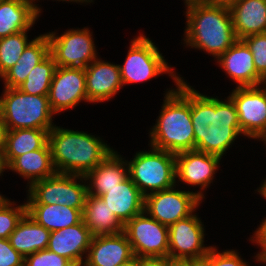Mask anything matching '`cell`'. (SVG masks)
I'll return each mask as SVG.
<instances>
[{"label": "cell", "mask_w": 266, "mask_h": 266, "mask_svg": "<svg viewBox=\"0 0 266 266\" xmlns=\"http://www.w3.org/2000/svg\"><path fill=\"white\" fill-rule=\"evenodd\" d=\"M208 97L191 88V121L195 136V150L222 156L242 134L238 113L233 101Z\"/></svg>", "instance_id": "obj_1"}, {"label": "cell", "mask_w": 266, "mask_h": 266, "mask_svg": "<svg viewBox=\"0 0 266 266\" xmlns=\"http://www.w3.org/2000/svg\"><path fill=\"white\" fill-rule=\"evenodd\" d=\"M176 86V90L166 93L160 116L150 132L151 147L174 154L195 150L191 86L182 79Z\"/></svg>", "instance_id": "obj_2"}, {"label": "cell", "mask_w": 266, "mask_h": 266, "mask_svg": "<svg viewBox=\"0 0 266 266\" xmlns=\"http://www.w3.org/2000/svg\"><path fill=\"white\" fill-rule=\"evenodd\" d=\"M186 5V45L203 49L218 58L237 41L228 5L203 0L190 1Z\"/></svg>", "instance_id": "obj_3"}, {"label": "cell", "mask_w": 266, "mask_h": 266, "mask_svg": "<svg viewBox=\"0 0 266 266\" xmlns=\"http://www.w3.org/2000/svg\"><path fill=\"white\" fill-rule=\"evenodd\" d=\"M48 143L57 173L85 176L113 150L102 140L85 132L53 127Z\"/></svg>", "instance_id": "obj_4"}, {"label": "cell", "mask_w": 266, "mask_h": 266, "mask_svg": "<svg viewBox=\"0 0 266 266\" xmlns=\"http://www.w3.org/2000/svg\"><path fill=\"white\" fill-rule=\"evenodd\" d=\"M0 114L7 130L54 127L48 95H29L18 88H6L0 98Z\"/></svg>", "instance_id": "obj_5"}, {"label": "cell", "mask_w": 266, "mask_h": 266, "mask_svg": "<svg viewBox=\"0 0 266 266\" xmlns=\"http://www.w3.org/2000/svg\"><path fill=\"white\" fill-rule=\"evenodd\" d=\"M127 165L129 177L144 197L147 190L154 193L176 186L174 153L152 147V151L136 153Z\"/></svg>", "instance_id": "obj_6"}, {"label": "cell", "mask_w": 266, "mask_h": 266, "mask_svg": "<svg viewBox=\"0 0 266 266\" xmlns=\"http://www.w3.org/2000/svg\"><path fill=\"white\" fill-rule=\"evenodd\" d=\"M84 176L66 173L54 175L29 185L26 204H59L71 208H84L88 189L86 184L77 183Z\"/></svg>", "instance_id": "obj_7"}, {"label": "cell", "mask_w": 266, "mask_h": 266, "mask_svg": "<svg viewBox=\"0 0 266 266\" xmlns=\"http://www.w3.org/2000/svg\"><path fill=\"white\" fill-rule=\"evenodd\" d=\"M163 58L149 38L140 35L133 39L125 63L119 65L123 85L147 81L166 72H170L175 82H178L181 78L171 72L172 70Z\"/></svg>", "instance_id": "obj_8"}, {"label": "cell", "mask_w": 266, "mask_h": 266, "mask_svg": "<svg viewBox=\"0 0 266 266\" xmlns=\"http://www.w3.org/2000/svg\"><path fill=\"white\" fill-rule=\"evenodd\" d=\"M145 214L143 211L124 225L133 254L138 258L168 256L169 227Z\"/></svg>", "instance_id": "obj_9"}, {"label": "cell", "mask_w": 266, "mask_h": 266, "mask_svg": "<svg viewBox=\"0 0 266 266\" xmlns=\"http://www.w3.org/2000/svg\"><path fill=\"white\" fill-rule=\"evenodd\" d=\"M203 196L201 192L179 191L174 187L149 193L144 197V211L169 227L178 220L192 215Z\"/></svg>", "instance_id": "obj_10"}, {"label": "cell", "mask_w": 266, "mask_h": 266, "mask_svg": "<svg viewBox=\"0 0 266 266\" xmlns=\"http://www.w3.org/2000/svg\"><path fill=\"white\" fill-rule=\"evenodd\" d=\"M48 33L50 54L60 67L86 68L96 60V50L92 35L87 28L68 30L61 36Z\"/></svg>", "instance_id": "obj_11"}, {"label": "cell", "mask_w": 266, "mask_h": 266, "mask_svg": "<svg viewBox=\"0 0 266 266\" xmlns=\"http://www.w3.org/2000/svg\"><path fill=\"white\" fill-rule=\"evenodd\" d=\"M236 87L229 98L238 113L242 133L250 138L266 135V87Z\"/></svg>", "instance_id": "obj_12"}, {"label": "cell", "mask_w": 266, "mask_h": 266, "mask_svg": "<svg viewBox=\"0 0 266 266\" xmlns=\"http://www.w3.org/2000/svg\"><path fill=\"white\" fill-rule=\"evenodd\" d=\"M196 215H190L169 226L168 257L181 262L206 255L212 246H203L204 228ZM177 252V253H176Z\"/></svg>", "instance_id": "obj_13"}, {"label": "cell", "mask_w": 266, "mask_h": 266, "mask_svg": "<svg viewBox=\"0 0 266 266\" xmlns=\"http://www.w3.org/2000/svg\"><path fill=\"white\" fill-rule=\"evenodd\" d=\"M48 99L55 114L74 108L81 100L88 102L84 68L57 66Z\"/></svg>", "instance_id": "obj_14"}, {"label": "cell", "mask_w": 266, "mask_h": 266, "mask_svg": "<svg viewBox=\"0 0 266 266\" xmlns=\"http://www.w3.org/2000/svg\"><path fill=\"white\" fill-rule=\"evenodd\" d=\"M221 158L197 150L175 154L176 177L190 185H200L201 190L213 180Z\"/></svg>", "instance_id": "obj_15"}, {"label": "cell", "mask_w": 266, "mask_h": 266, "mask_svg": "<svg viewBox=\"0 0 266 266\" xmlns=\"http://www.w3.org/2000/svg\"><path fill=\"white\" fill-rule=\"evenodd\" d=\"M134 256L124 232L93 236L82 266H118Z\"/></svg>", "instance_id": "obj_16"}, {"label": "cell", "mask_w": 266, "mask_h": 266, "mask_svg": "<svg viewBox=\"0 0 266 266\" xmlns=\"http://www.w3.org/2000/svg\"><path fill=\"white\" fill-rule=\"evenodd\" d=\"M92 237L89 228L82 220L77 225L52 231L47 249L70 260L75 266H82L84 263L82 254L88 252Z\"/></svg>", "instance_id": "obj_17"}, {"label": "cell", "mask_w": 266, "mask_h": 266, "mask_svg": "<svg viewBox=\"0 0 266 266\" xmlns=\"http://www.w3.org/2000/svg\"><path fill=\"white\" fill-rule=\"evenodd\" d=\"M217 60L226 73L239 84L237 87L264 84V79L256 71L253 54L242 40H237Z\"/></svg>", "instance_id": "obj_18"}, {"label": "cell", "mask_w": 266, "mask_h": 266, "mask_svg": "<svg viewBox=\"0 0 266 266\" xmlns=\"http://www.w3.org/2000/svg\"><path fill=\"white\" fill-rule=\"evenodd\" d=\"M84 71L88 102L109 100L123 86L119 65L96 59Z\"/></svg>", "instance_id": "obj_19"}, {"label": "cell", "mask_w": 266, "mask_h": 266, "mask_svg": "<svg viewBox=\"0 0 266 266\" xmlns=\"http://www.w3.org/2000/svg\"><path fill=\"white\" fill-rule=\"evenodd\" d=\"M229 9L237 40L266 33V0H235Z\"/></svg>", "instance_id": "obj_20"}, {"label": "cell", "mask_w": 266, "mask_h": 266, "mask_svg": "<svg viewBox=\"0 0 266 266\" xmlns=\"http://www.w3.org/2000/svg\"><path fill=\"white\" fill-rule=\"evenodd\" d=\"M100 198L123 225L144 211V196L129 176Z\"/></svg>", "instance_id": "obj_21"}, {"label": "cell", "mask_w": 266, "mask_h": 266, "mask_svg": "<svg viewBox=\"0 0 266 266\" xmlns=\"http://www.w3.org/2000/svg\"><path fill=\"white\" fill-rule=\"evenodd\" d=\"M39 13L32 0H0V38L29 30Z\"/></svg>", "instance_id": "obj_22"}, {"label": "cell", "mask_w": 266, "mask_h": 266, "mask_svg": "<svg viewBox=\"0 0 266 266\" xmlns=\"http://www.w3.org/2000/svg\"><path fill=\"white\" fill-rule=\"evenodd\" d=\"M122 159L115 151H112L84 176L85 180H91L89 182L91 185H87L89 195L100 197L129 176L127 161L124 162Z\"/></svg>", "instance_id": "obj_23"}, {"label": "cell", "mask_w": 266, "mask_h": 266, "mask_svg": "<svg viewBox=\"0 0 266 266\" xmlns=\"http://www.w3.org/2000/svg\"><path fill=\"white\" fill-rule=\"evenodd\" d=\"M50 54V43L47 34L33 39L24 49L17 63L1 77L6 88H18L32 69Z\"/></svg>", "instance_id": "obj_24"}, {"label": "cell", "mask_w": 266, "mask_h": 266, "mask_svg": "<svg viewBox=\"0 0 266 266\" xmlns=\"http://www.w3.org/2000/svg\"><path fill=\"white\" fill-rule=\"evenodd\" d=\"M50 233L26 213L9 236V241L11 246L25 258L37 251L46 250Z\"/></svg>", "instance_id": "obj_25"}, {"label": "cell", "mask_w": 266, "mask_h": 266, "mask_svg": "<svg viewBox=\"0 0 266 266\" xmlns=\"http://www.w3.org/2000/svg\"><path fill=\"white\" fill-rule=\"evenodd\" d=\"M82 219L92 236L124 232V225L100 197L87 195Z\"/></svg>", "instance_id": "obj_26"}, {"label": "cell", "mask_w": 266, "mask_h": 266, "mask_svg": "<svg viewBox=\"0 0 266 266\" xmlns=\"http://www.w3.org/2000/svg\"><path fill=\"white\" fill-rule=\"evenodd\" d=\"M27 213L50 232L77 225L84 208H71L59 204H26Z\"/></svg>", "instance_id": "obj_27"}, {"label": "cell", "mask_w": 266, "mask_h": 266, "mask_svg": "<svg viewBox=\"0 0 266 266\" xmlns=\"http://www.w3.org/2000/svg\"><path fill=\"white\" fill-rule=\"evenodd\" d=\"M8 168L30 179V185L56 173L48 142L41 149L17 156L8 164Z\"/></svg>", "instance_id": "obj_28"}, {"label": "cell", "mask_w": 266, "mask_h": 266, "mask_svg": "<svg viewBox=\"0 0 266 266\" xmlns=\"http://www.w3.org/2000/svg\"><path fill=\"white\" fill-rule=\"evenodd\" d=\"M48 133L44 129L7 130L4 147L7 165L17 156L41 149L48 142Z\"/></svg>", "instance_id": "obj_29"}, {"label": "cell", "mask_w": 266, "mask_h": 266, "mask_svg": "<svg viewBox=\"0 0 266 266\" xmlns=\"http://www.w3.org/2000/svg\"><path fill=\"white\" fill-rule=\"evenodd\" d=\"M56 67L53 56L49 54L32 69L18 89L29 95H48Z\"/></svg>", "instance_id": "obj_30"}, {"label": "cell", "mask_w": 266, "mask_h": 266, "mask_svg": "<svg viewBox=\"0 0 266 266\" xmlns=\"http://www.w3.org/2000/svg\"><path fill=\"white\" fill-rule=\"evenodd\" d=\"M25 31L0 38V77L13 67L22 55L28 42Z\"/></svg>", "instance_id": "obj_31"}, {"label": "cell", "mask_w": 266, "mask_h": 266, "mask_svg": "<svg viewBox=\"0 0 266 266\" xmlns=\"http://www.w3.org/2000/svg\"><path fill=\"white\" fill-rule=\"evenodd\" d=\"M11 203L7 198L0 197V239H9L19 221L27 213L26 203L17 207L11 206Z\"/></svg>", "instance_id": "obj_32"}, {"label": "cell", "mask_w": 266, "mask_h": 266, "mask_svg": "<svg viewBox=\"0 0 266 266\" xmlns=\"http://www.w3.org/2000/svg\"><path fill=\"white\" fill-rule=\"evenodd\" d=\"M242 41L253 54L257 73L266 79V33L247 36Z\"/></svg>", "instance_id": "obj_33"}, {"label": "cell", "mask_w": 266, "mask_h": 266, "mask_svg": "<svg viewBox=\"0 0 266 266\" xmlns=\"http://www.w3.org/2000/svg\"><path fill=\"white\" fill-rule=\"evenodd\" d=\"M24 266H75L70 260L46 249L25 257Z\"/></svg>", "instance_id": "obj_34"}, {"label": "cell", "mask_w": 266, "mask_h": 266, "mask_svg": "<svg viewBox=\"0 0 266 266\" xmlns=\"http://www.w3.org/2000/svg\"><path fill=\"white\" fill-rule=\"evenodd\" d=\"M25 258L10 244L9 239H0V266H24Z\"/></svg>", "instance_id": "obj_35"}, {"label": "cell", "mask_w": 266, "mask_h": 266, "mask_svg": "<svg viewBox=\"0 0 266 266\" xmlns=\"http://www.w3.org/2000/svg\"><path fill=\"white\" fill-rule=\"evenodd\" d=\"M215 247L211 248V266H248L237 252L233 250H226L218 253Z\"/></svg>", "instance_id": "obj_36"}, {"label": "cell", "mask_w": 266, "mask_h": 266, "mask_svg": "<svg viewBox=\"0 0 266 266\" xmlns=\"http://www.w3.org/2000/svg\"><path fill=\"white\" fill-rule=\"evenodd\" d=\"M254 236L255 239L253 238L252 241H255L262 247V251L255 256L257 257L256 260L266 263V219L260 224L258 230L255 231Z\"/></svg>", "instance_id": "obj_37"}, {"label": "cell", "mask_w": 266, "mask_h": 266, "mask_svg": "<svg viewBox=\"0 0 266 266\" xmlns=\"http://www.w3.org/2000/svg\"><path fill=\"white\" fill-rule=\"evenodd\" d=\"M139 266H179V262L168 256L161 257H139Z\"/></svg>", "instance_id": "obj_38"}, {"label": "cell", "mask_w": 266, "mask_h": 266, "mask_svg": "<svg viewBox=\"0 0 266 266\" xmlns=\"http://www.w3.org/2000/svg\"><path fill=\"white\" fill-rule=\"evenodd\" d=\"M179 266H211V249L206 255L182 260Z\"/></svg>", "instance_id": "obj_39"}, {"label": "cell", "mask_w": 266, "mask_h": 266, "mask_svg": "<svg viewBox=\"0 0 266 266\" xmlns=\"http://www.w3.org/2000/svg\"><path fill=\"white\" fill-rule=\"evenodd\" d=\"M6 126L0 114V148L5 147V138H6Z\"/></svg>", "instance_id": "obj_40"}, {"label": "cell", "mask_w": 266, "mask_h": 266, "mask_svg": "<svg viewBox=\"0 0 266 266\" xmlns=\"http://www.w3.org/2000/svg\"><path fill=\"white\" fill-rule=\"evenodd\" d=\"M8 168V165L5 160L4 148H0V176L4 169Z\"/></svg>", "instance_id": "obj_41"}, {"label": "cell", "mask_w": 266, "mask_h": 266, "mask_svg": "<svg viewBox=\"0 0 266 266\" xmlns=\"http://www.w3.org/2000/svg\"><path fill=\"white\" fill-rule=\"evenodd\" d=\"M118 266H139V258L134 255L131 259L121 263Z\"/></svg>", "instance_id": "obj_42"}, {"label": "cell", "mask_w": 266, "mask_h": 266, "mask_svg": "<svg viewBox=\"0 0 266 266\" xmlns=\"http://www.w3.org/2000/svg\"><path fill=\"white\" fill-rule=\"evenodd\" d=\"M209 3H214V4H222V5H230L233 3L235 0H203Z\"/></svg>", "instance_id": "obj_43"}, {"label": "cell", "mask_w": 266, "mask_h": 266, "mask_svg": "<svg viewBox=\"0 0 266 266\" xmlns=\"http://www.w3.org/2000/svg\"><path fill=\"white\" fill-rule=\"evenodd\" d=\"M258 192L266 198V180H264V183L260 188L258 189Z\"/></svg>", "instance_id": "obj_44"}, {"label": "cell", "mask_w": 266, "mask_h": 266, "mask_svg": "<svg viewBox=\"0 0 266 266\" xmlns=\"http://www.w3.org/2000/svg\"><path fill=\"white\" fill-rule=\"evenodd\" d=\"M33 2H34V0H32ZM62 1H68V0H62ZM69 1H75V2H90V1H92V0H69Z\"/></svg>", "instance_id": "obj_45"}, {"label": "cell", "mask_w": 266, "mask_h": 266, "mask_svg": "<svg viewBox=\"0 0 266 266\" xmlns=\"http://www.w3.org/2000/svg\"><path fill=\"white\" fill-rule=\"evenodd\" d=\"M190 1H199V0H185L186 3Z\"/></svg>", "instance_id": "obj_46"}, {"label": "cell", "mask_w": 266, "mask_h": 266, "mask_svg": "<svg viewBox=\"0 0 266 266\" xmlns=\"http://www.w3.org/2000/svg\"><path fill=\"white\" fill-rule=\"evenodd\" d=\"M265 141V143H266V135L262 138V141Z\"/></svg>", "instance_id": "obj_47"}]
</instances>
